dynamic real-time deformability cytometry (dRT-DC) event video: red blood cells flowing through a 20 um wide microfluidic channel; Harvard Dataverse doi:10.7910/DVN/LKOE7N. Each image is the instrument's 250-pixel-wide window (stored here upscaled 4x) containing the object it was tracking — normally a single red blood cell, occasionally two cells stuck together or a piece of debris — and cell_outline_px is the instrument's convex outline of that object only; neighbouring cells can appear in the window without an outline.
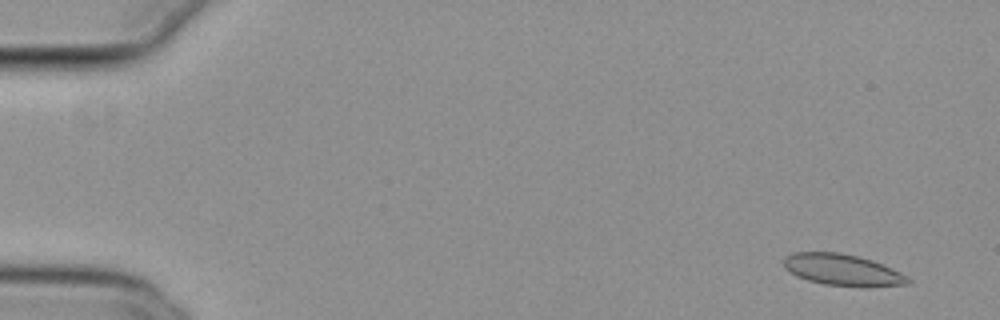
{"species": "common noctule bat (a hibernating species)", "species_latin": "Nyctalus noctula", "temperature_condition": "cold", "stored_images_in_passage": 56, "camera_frame_rate_fps": 3000, "um_per_image_px": 0.085, "animal": {"sex": "female", "body_mass_g": 29.2, "forearm_length_mm": 56.3}, "frame": {"image": 1, "passage_image": 4, "time_ms": 1.0, "image_size_px": [1000, 320], "cell_outline_px": [[912, 284], [872, 288], [860, 288], [824, 284], [808, 280], [796, 276], [788, 272], [784, 268], [784, 256], [792, 252], [840, 252], [860, 256], [872, 260], [892, 268], [900, 272], [912, 280]], "centroid_in_image_um": [71.65, 22.96], "position_along_channel_um": 13.3, "area_um2": 23.52}}
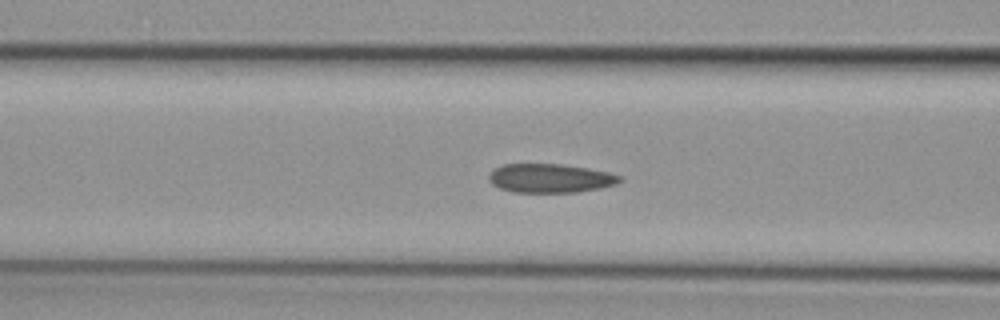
{"frame": {"image": 2, "passage_image": 23, "time_ms": 7.333, "image_size_px": [1000, 320], "cell_outline_px": [[624, 180], [616, 184], [600, 188], [576, 192], [512, 192], [500, 188], [492, 184], [488, 180], [488, 172], [492, 168], [500, 164], [560, 164], [588, 168], [608, 172], [620, 176]], "centroid_in_image_um": [46.72, 15.14], "position_along_channel_um": 119.9, "area_um2": 22.25}}
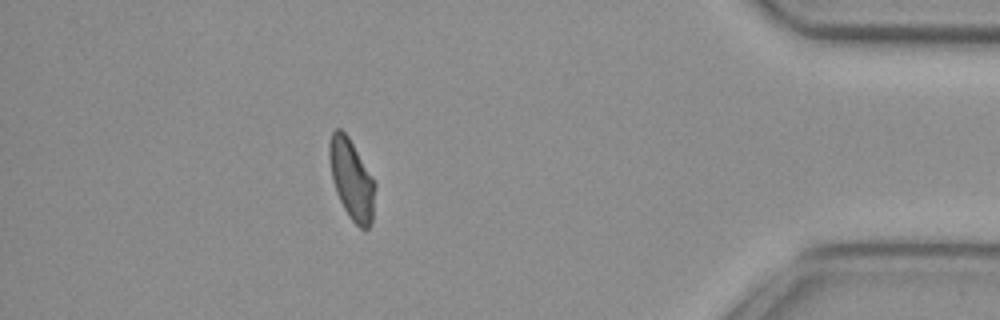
{"frame": {"image": 3, "passage_image": 49, "time_ms": 16.0, "image_size_px": [1000, 320], "cell_outline_px": [[376, 188], [372, 220], [368, 228], [364, 232], [352, 220], [344, 208], [336, 192], [332, 180], [328, 156], [328, 144], [332, 132], [336, 128], [340, 128], [348, 136], [376, 184]], "centroid_in_image_um": [29.88, 15.25], "position_along_channel_um": 405.3, "area_um2": 21.33}, "authors_computed_cell_mechanics": {"area_um2": 22.4264, "velocity_mm_per_s": 3.822, "shape_relaxation_time_tau1_ms": null, "shape_relaxation_time_tau2_ms": 3.5061, "deformation_change_tau1": null, "deformation_change_tau2": 0.0863}}